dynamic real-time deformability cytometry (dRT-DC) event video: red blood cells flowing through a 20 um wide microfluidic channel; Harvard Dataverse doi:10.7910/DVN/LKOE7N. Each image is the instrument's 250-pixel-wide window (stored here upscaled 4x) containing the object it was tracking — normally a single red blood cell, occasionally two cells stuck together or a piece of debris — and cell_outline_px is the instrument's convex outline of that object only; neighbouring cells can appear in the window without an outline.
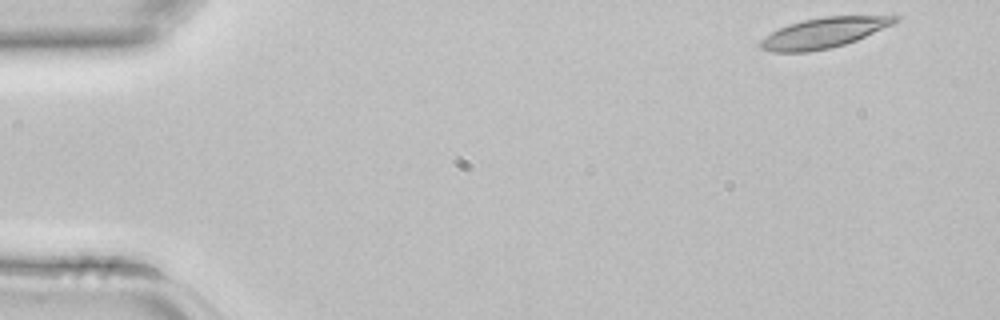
{"species": "common noctule bat (a hibernating species)", "species_latin": "Nyctalus noctula", "temperature_condition": "room temperature", "stored_images_in_passage": 4, "segment_of_instrument_passage": [1, 2], "camera_frame_rate_fps": 3000, "um_per_image_px": 0.085, "animal": {"sex": "female", "body_mass_g": 22.7, "forearm_length_mm": 54.2}, "frame": {"image": 1, "passage_image": 1, "time_ms": 0.0, "image_size_px": [1000, 320], "cell_outline_px": [[900, 20], [896, 24], [856, 40], [844, 44], [828, 48], [808, 52], [772, 52], [760, 48], [760, 40], [772, 32], [788, 24], [804, 20], [824, 16], [900, 16]], "centroid_in_image_um": [70.06, 2.78], "position_along_channel_um": 14.9, "area_um2": 23.64}}